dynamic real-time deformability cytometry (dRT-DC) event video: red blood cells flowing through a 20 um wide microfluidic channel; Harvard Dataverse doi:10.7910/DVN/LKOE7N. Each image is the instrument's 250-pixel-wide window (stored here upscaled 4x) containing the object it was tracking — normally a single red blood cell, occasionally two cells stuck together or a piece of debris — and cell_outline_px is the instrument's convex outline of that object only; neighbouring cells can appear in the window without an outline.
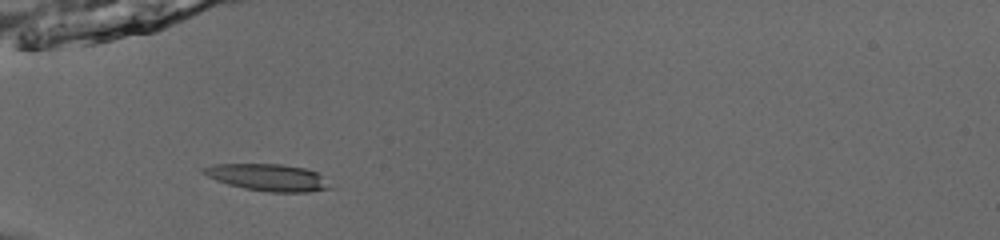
{"species": "common noctule bat (a hibernating species)", "species_latin": "Nyctalus noctula", "temperature_condition": "room temperature", "stored_images_in_passage": 36, "camera_frame_rate_fps": 3000, "um_per_image_px": 0.085, "animal": {"sex": "male", "body_mass_g": 13.0, "forearm_length_mm": 53.1}, "frame": {"image": 1, "passage_image": 1, "time_ms": 0.0, "image_size_px": [1000, 240], "cell_outline_px": [[336, 188], [308, 192], [268, 192], [244, 188], [228, 184], [216, 180], [200, 172], [200, 168], [212, 164], [280, 164], [308, 168], [316, 172]], "centroid_in_image_um": [22.79, 15.08], "position_along_channel_um": 62.2, "area_um2": 20.11}}
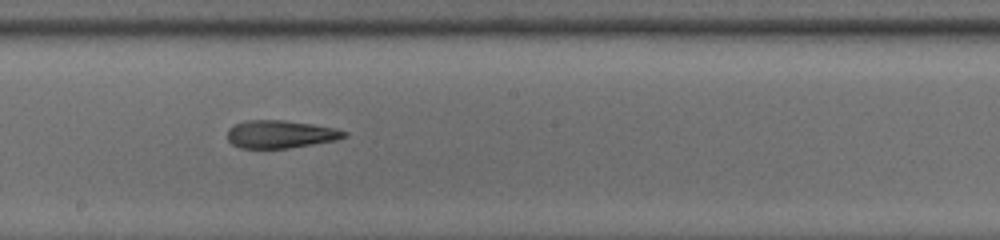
{"frame": {"image": 2, "passage_image": 14, "time_ms": 4.333, "image_size_px": [1000, 240], "cell_outline_px": [[348, 136], [336, 140], [288, 148], [240, 148], [232, 144], [228, 140], [228, 128], [236, 124], [248, 120], [284, 120], [312, 124], [336, 128], [348, 132]], "centroid_in_image_um": [23.85, 11.41], "position_along_channel_um": 224.3, "area_um2": 18.9}}
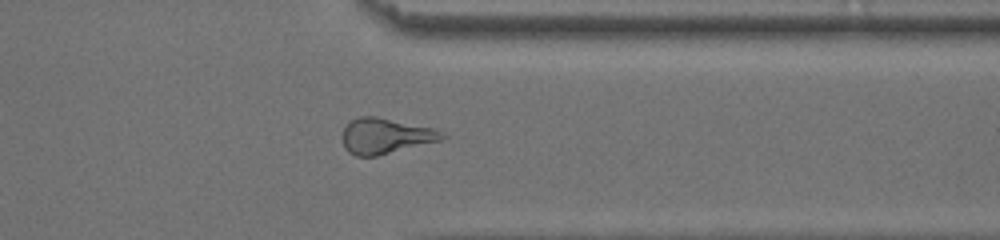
{"frame": {"image": 3, "passage_image": 26, "time_ms": 8.333, "image_size_px": [1000, 240], "cell_outline_px": [[448, 136], [440, 140], [376, 156], [356, 156], [348, 152], [344, 148], [340, 136], [344, 128], [352, 120], [360, 116], [376, 116], [436, 128]], "centroid_in_image_um": [32.74, 11.55], "position_along_channel_um": 378.7, "area_um2": 20.75}, "authors_computed_cell_mechanics": {"area_um2": 19.9988, "velocity_mm_per_s": 3.8701, "shape_relaxation_time_tau1_ms": 9.1609, "shape_relaxation_time_tau2_ms": 4.2522, "deformation_change_tau1": 0.2254, "deformation_change_tau2": 0.1729}}